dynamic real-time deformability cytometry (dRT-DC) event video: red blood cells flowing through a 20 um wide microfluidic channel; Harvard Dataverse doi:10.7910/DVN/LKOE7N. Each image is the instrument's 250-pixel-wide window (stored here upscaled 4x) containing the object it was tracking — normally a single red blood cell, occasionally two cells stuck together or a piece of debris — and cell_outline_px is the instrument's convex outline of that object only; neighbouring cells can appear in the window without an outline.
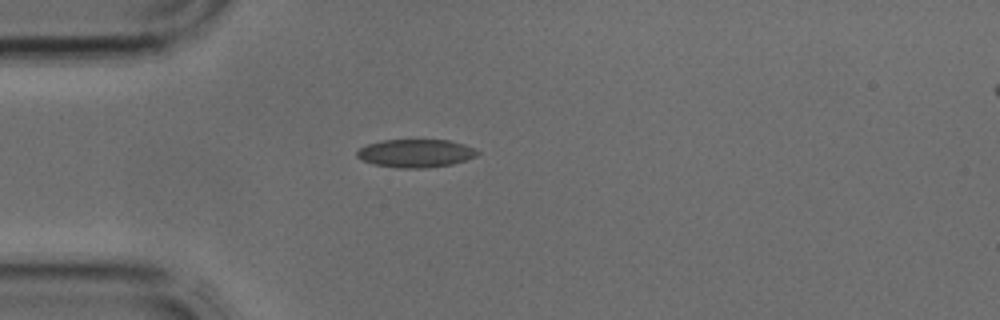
{"species": "common noctule bat (a hibernating species)", "species_latin": "Nyctalus noctula", "temperature_condition": "cold", "stored_images_in_passage": 1, "camera_frame_rate_fps": 3000, "um_per_image_px": 0.085, "animal": {"sex": "male", "body_mass_g": 17.9, "forearm_length_mm": 54.2}, "frame": {"image": 1, "passage_image": 1, "time_ms": 0.0, "image_size_px": [1000, 320], "cell_outline_px": [[480, 152], [476, 156], [452, 164], [428, 168], [396, 168], [372, 164], [360, 160], [356, 156], [356, 152], [360, 148], [368, 144], [380, 140], [448, 140], [464, 144]], "centroid_in_image_um": [35.28, 13.03], "position_along_channel_um": 49.7, "area_um2": 19.83}}